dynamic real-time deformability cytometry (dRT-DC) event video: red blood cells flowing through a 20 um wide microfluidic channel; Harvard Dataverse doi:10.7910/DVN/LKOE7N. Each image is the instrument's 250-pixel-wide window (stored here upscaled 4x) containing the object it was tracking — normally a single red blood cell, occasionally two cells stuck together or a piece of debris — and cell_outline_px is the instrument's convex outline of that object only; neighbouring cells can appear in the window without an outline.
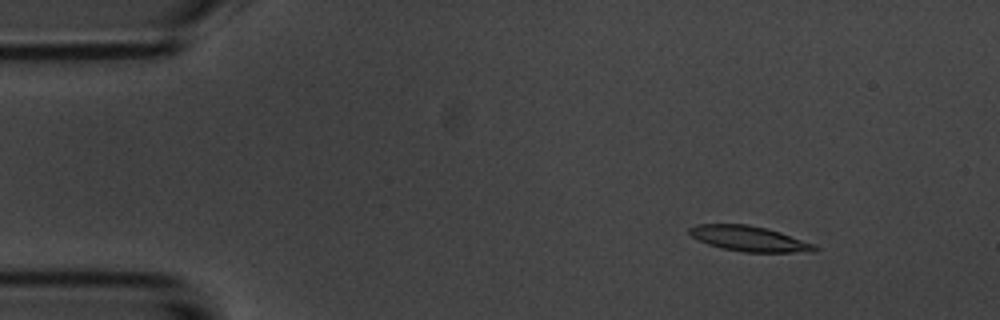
{"species": "common noctule bat (a hibernating species)", "species_latin": "Nyctalus noctula", "temperature_condition": "room temperature", "stored_images_in_passage": 5, "camera_frame_rate_fps": 3000, "um_per_image_px": 0.085, "animal": {"sex": "male", "body_mass_g": 20.1, "forearm_length_mm": 53.5}, "frame": {"image": 1, "passage_image": 2, "time_ms": 1.333, "image_size_px": [1000, 320], "cell_outline_px": [[820, 248], [812, 252], [744, 252], [720, 248], [708, 244], [692, 236], [688, 232], [688, 228], [696, 224], [748, 224], [780, 232], [816, 244]], "centroid_in_image_um": [63.7, 20.29], "position_along_channel_um": 21.3, "area_um2": 18.5}}